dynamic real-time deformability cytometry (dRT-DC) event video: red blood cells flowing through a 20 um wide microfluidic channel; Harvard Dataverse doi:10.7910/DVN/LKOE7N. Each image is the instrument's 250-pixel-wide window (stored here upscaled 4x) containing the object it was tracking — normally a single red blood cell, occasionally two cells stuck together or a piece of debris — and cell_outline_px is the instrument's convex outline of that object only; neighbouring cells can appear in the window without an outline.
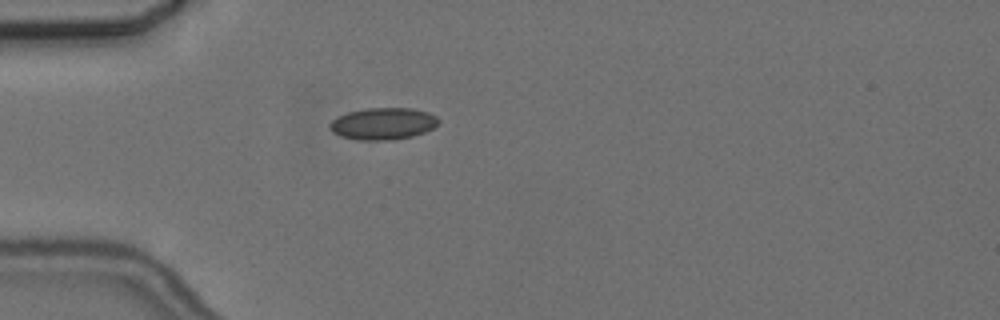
{"species": "common noctule bat (a hibernating species)", "species_latin": "Nyctalus noctula", "temperature_condition": "cold", "stored_images_in_passage": 42, "camera_frame_rate_fps": 3000, "um_per_image_px": 0.085, "animal": {"sex": "female", "body_mass_g": 24.6, "forearm_length_mm": 56.2}, "frame": {"image": 1, "passage_image": 2, "time_ms": 0.333, "image_size_px": [1000, 320], "cell_outline_px": [[440, 120], [432, 128], [424, 132], [412, 136], [392, 140], [356, 140], [340, 136], [332, 132], [328, 128], [328, 124], [336, 116], [348, 112], [368, 108], [412, 108], [428, 112], [436, 116]], "centroid_in_image_um": [32.51, 10.51], "position_along_channel_um": 52.5, "area_um2": 20.35}}
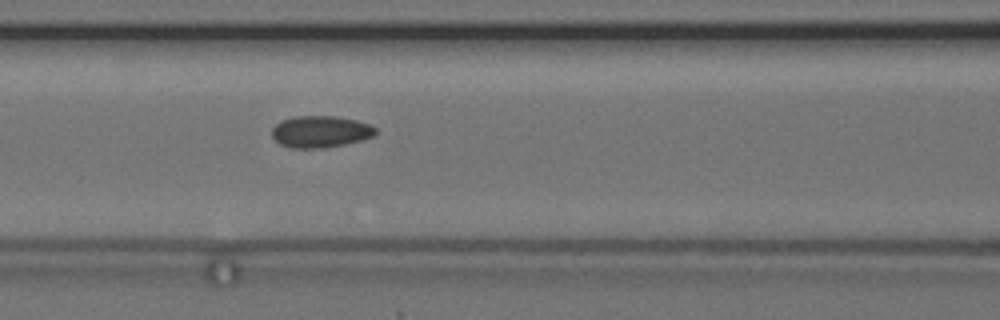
{"frame": {"image": 2, "passage_image": 10, "time_ms": 3.0, "image_size_px": [1000, 320], "cell_outline_px": [[376, 132], [372, 136], [360, 140], [344, 144], [324, 148], [292, 148], [280, 144], [272, 136], [272, 128], [280, 120], [292, 116], [336, 116], [356, 120], [368, 124], [376, 128]], "centroid_in_image_um": [27.2, 11.18], "position_along_channel_um": 139.4, "area_um2": 19.13}}
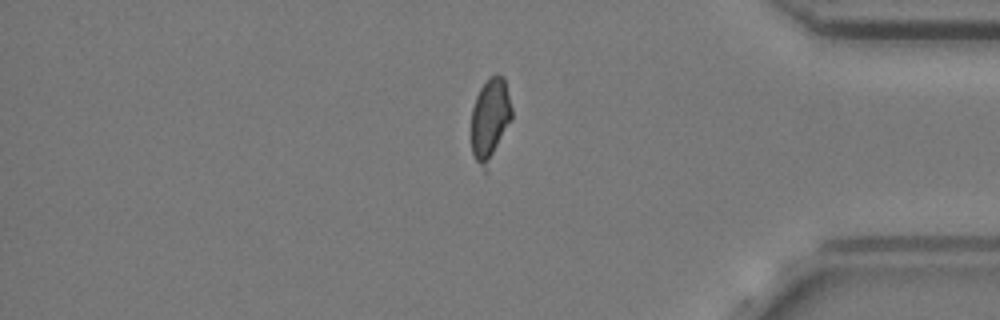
{"frame": {"image": 3, "passage_image": 33, "time_ms": 10.667, "image_size_px": [1000, 320], "cell_outline_px": [[512, 120], [488, 172], [484, 172], [476, 160], [472, 152], [472, 108], [476, 96], [480, 88], [496, 72], [504, 76], [512, 108]], "centroid_in_image_um": [41.68, 10.21], "position_along_channel_um": 393.5, "area_um2": 19.94}, "authors_computed_cell_mechanics": {"area_um2": 19.2474, "velocity_mm_per_s": 3.6481, "shape_relaxation_time_tau1_ms": null, "shape_relaxation_time_tau2_ms": 1.8815, "deformation_change_tau1": null, "deformation_change_tau2": 0.0669}}